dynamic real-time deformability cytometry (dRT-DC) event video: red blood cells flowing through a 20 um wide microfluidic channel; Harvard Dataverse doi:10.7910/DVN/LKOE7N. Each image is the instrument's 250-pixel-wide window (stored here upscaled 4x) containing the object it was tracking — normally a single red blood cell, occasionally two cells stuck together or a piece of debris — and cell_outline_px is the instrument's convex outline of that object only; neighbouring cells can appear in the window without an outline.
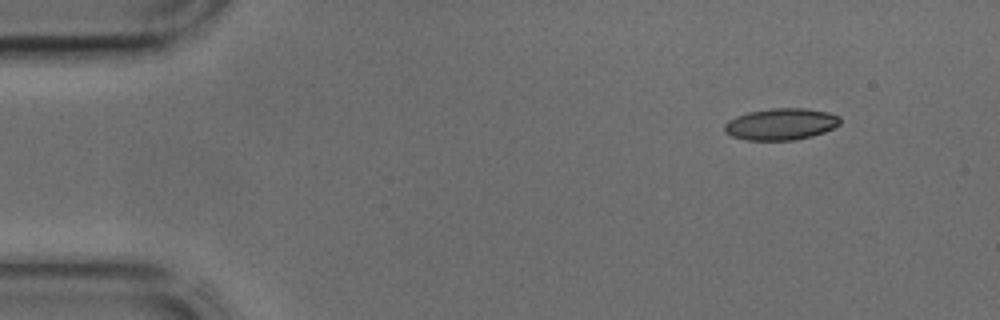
{"species": "common noctule bat (a hibernating species)", "species_latin": "Nyctalus noctula", "temperature_condition": "cold", "stored_images_in_passage": 39, "camera_frame_rate_fps": 3000, "um_per_image_px": 0.085, "animal": {"sex": "male", "body_mass_g": 17.9, "forearm_length_mm": 54.2}, "frame": {"image": 1, "passage_image": 1, "time_ms": 0.0, "image_size_px": [1000, 320], "cell_outline_px": [[840, 124], [824, 132], [812, 136], [796, 140], [744, 140], [732, 136], [724, 132], [724, 124], [728, 120], [736, 116], [748, 112], [772, 108], [804, 108], [828, 112], [840, 116]], "centroid_in_image_um": [66.36, 10.55], "position_along_channel_um": 18.6, "area_um2": 21.44}}
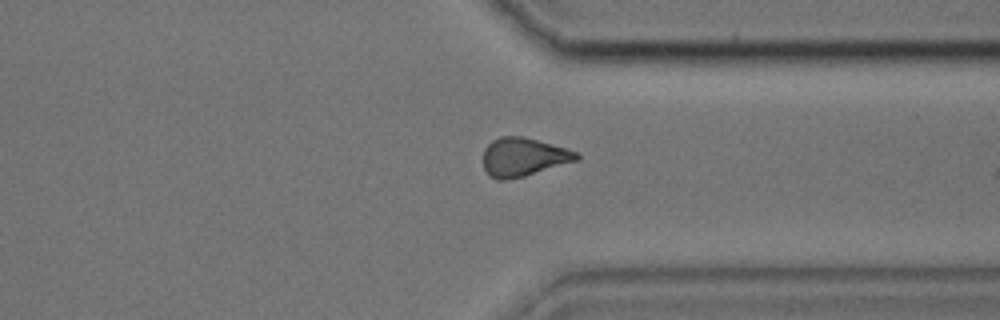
{"frame": {"image": 2, "passage_image": 29, "time_ms": 9.333, "image_size_px": [1000, 320], "cell_outline_px": [[580, 160], [524, 176], [508, 180], [496, 180], [488, 176], [484, 168], [484, 148], [492, 140], [500, 136], [520, 136], [568, 148], [576, 152], [580, 156]], "centroid_in_image_um": [44.49, 13.36], "position_along_channel_um": 366.9, "area_um2": 21.1}}
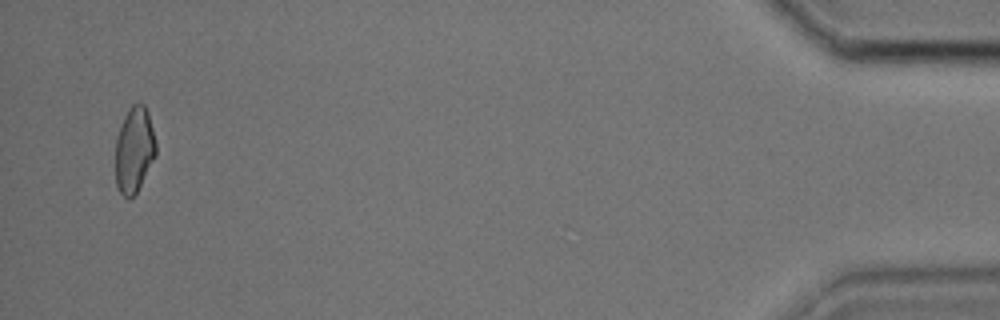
{"frame": {"image": 3, "passage_image": 38, "time_ms": 12.333, "image_size_px": [1000, 320], "cell_outline_px": [[156, 156], [136, 192], [128, 200], [120, 192], [116, 184], [116, 140], [124, 116], [128, 108], [132, 104], [144, 104], [148, 112], [156, 144]], "centroid_in_image_um": [11.41, 12.73], "position_along_channel_um": 423.8, "area_um2": 20.0}}